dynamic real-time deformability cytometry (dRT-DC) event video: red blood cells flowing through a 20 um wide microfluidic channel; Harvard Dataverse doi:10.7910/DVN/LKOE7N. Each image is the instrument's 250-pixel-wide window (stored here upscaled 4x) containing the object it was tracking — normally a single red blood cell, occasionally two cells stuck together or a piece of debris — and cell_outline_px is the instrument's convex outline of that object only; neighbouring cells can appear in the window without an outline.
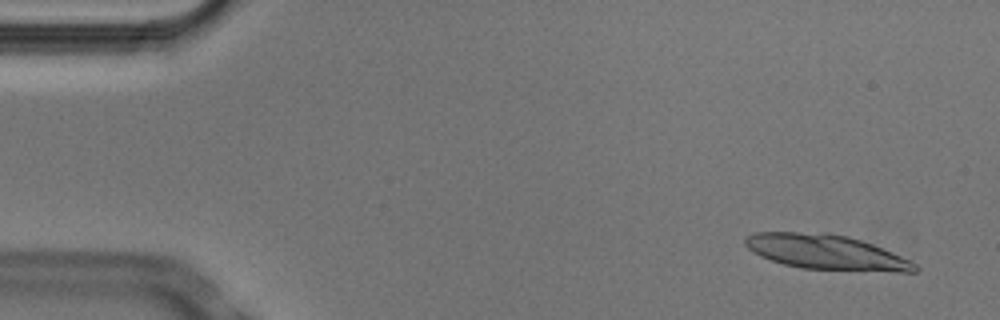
{"species": "Egyptian fruit bat (a non-hibernating species)", "species_latin": "Rousettus aegyptiacus", "temperature_condition": "cold", "stored_images_in_passage": 4, "camera_frame_rate_fps": 3000, "um_per_image_px": 0.085, "animal": {"sex": "male"}, "frame": {"image": 1, "passage_image": 1, "time_ms": 0.0, "image_size_px": [1000, 320], "cell_outline_px": [[920, 268], [916, 272], [896, 272], [800, 268], [784, 264], [760, 256], [752, 252], [744, 244], [744, 240], [748, 236], [756, 232], [796, 232], [848, 236], [872, 244], [892, 252], [916, 264]], "centroid_in_image_um": [70.22, 21.45], "position_along_channel_um": 14.8, "area_um2": 33.99}}